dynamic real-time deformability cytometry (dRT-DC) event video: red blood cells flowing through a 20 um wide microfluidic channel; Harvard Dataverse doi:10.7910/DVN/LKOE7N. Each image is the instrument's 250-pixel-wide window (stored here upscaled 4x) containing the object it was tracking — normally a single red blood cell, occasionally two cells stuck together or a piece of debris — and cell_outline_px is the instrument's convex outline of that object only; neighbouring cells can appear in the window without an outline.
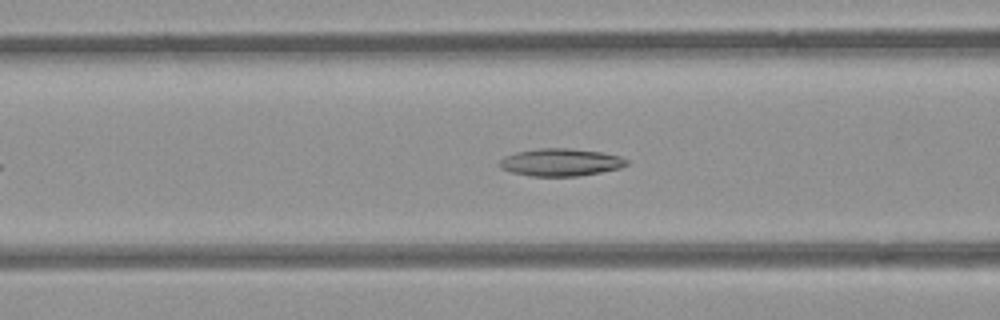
{"species": "common noctule bat (a hibernating species)", "species_latin": "Nyctalus noctula", "temperature_condition": "room temperature", "stored_images_in_passage": 45, "camera_frame_rate_fps": 3000, "um_per_image_px": 0.085, "animal": {"sex": "female", "body_mass_g": 21.9}, "frame": {"image": 1, "passage_image": 12, "time_ms": 3.667, "image_size_px": [1000, 320], "cell_outline_px": [[628, 164], [620, 168], [580, 176], [532, 176], [512, 172], [500, 168], [496, 164], [504, 156], [516, 152], [540, 148], [568, 148], [600, 152], [620, 156], [628, 160]], "centroid_in_image_um": [47.63, 13.79], "position_along_channel_um": 119.0, "area_um2": 20.4}}
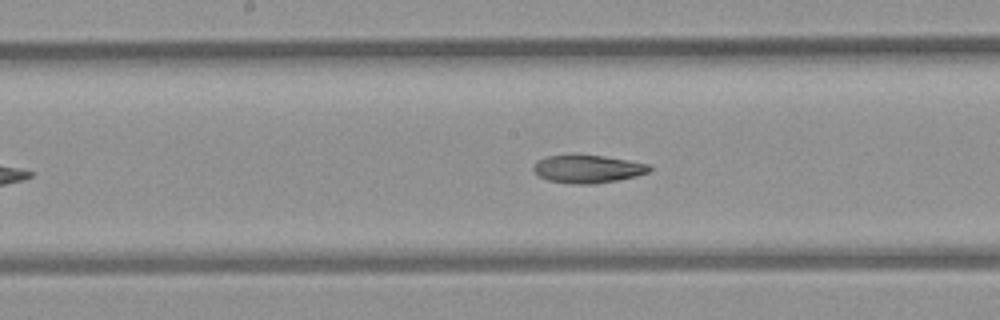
{"frame": {"image": 2, "passage_image": 18, "time_ms": 5.667, "image_size_px": [1000, 320], "cell_outline_px": [[652, 168], [648, 172], [636, 176], [616, 180], [592, 184], [576, 184], [548, 180], [540, 176], [532, 168], [532, 164], [536, 160], [544, 156], [572, 152], [576, 152], [604, 156], [652, 164]], "centroid_in_image_um": [49.91, 14.3], "position_along_channel_um": 198.3, "area_um2": 19.59}}
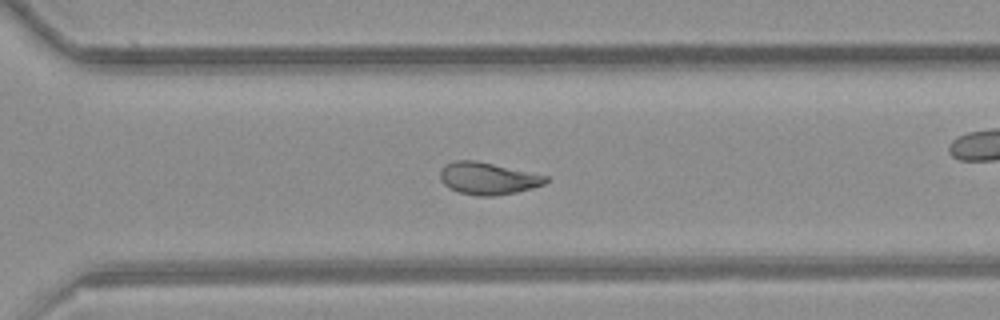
{"frame": {"image": 3, "passage_image": 28, "time_ms": 9.0, "image_size_px": [1000, 320], "cell_outline_px": [[548, 180], [544, 184], [532, 188], [516, 192], [496, 196], [476, 196], [456, 192], [448, 188], [440, 180], [440, 172], [444, 164], [456, 160], [476, 160], [548, 176]], "centroid_in_image_um": [41.43, 15.17], "position_along_channel_um": 329.2, "area_um2": 19.94}, "authors_computed_cell_mechanics": {"area_um2": 20.2878, "velocity_mm_per_s": 3.9538, "shape_relaxation_time_tau1_ms": 8.4155, "shape_relaxation_time_tau2_ms": 3.4935, "deformation_change_tau1": 0.2303, "deformation_change_tau2": 0.108}}